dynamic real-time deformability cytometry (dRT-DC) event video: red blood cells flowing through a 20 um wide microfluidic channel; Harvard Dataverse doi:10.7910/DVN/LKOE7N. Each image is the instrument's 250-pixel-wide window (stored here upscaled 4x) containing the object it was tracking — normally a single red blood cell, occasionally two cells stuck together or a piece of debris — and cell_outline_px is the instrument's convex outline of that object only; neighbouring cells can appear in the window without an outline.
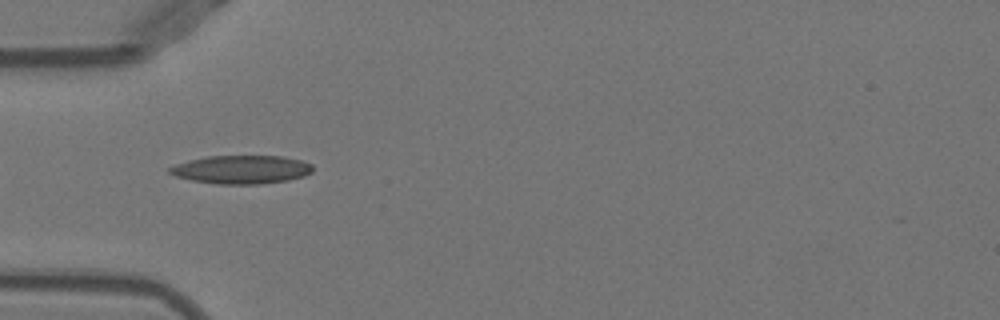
{"species": "Egyptian fruit bat (a non-hibernating species)", "species_latin": "Rousettus aegyptiacus", "temperature_condition": "warm", "stored_images_in_passage": 37, "camera_frame_rate_fps": 3000, "um_per_image_px": 0.085, "animal": {"sex": "female"}, "frame": {"image": 1, "passage_image": 2, "time_ms": 0.333, "image_size_px": [1000, 320], "cell_outline_px": [[312, 172], [304, 176], [288, 180], [260, 184], [216, 184], [192, 180], [176, 176], [168, 172], [168, 168], [176, 164], [188, 160], [208, 156], [280, 156], [300, 160], [312, 164]], "centroid_in_image_um": [20.51, 14.41], "position_along_channel_um": 64.5, "area_um2": 23.64}}
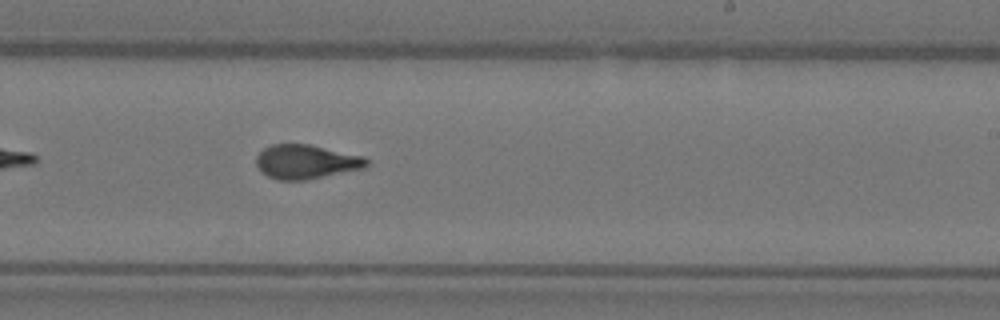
{"frame": {"image": 2, "passage_image": 17, "time_ms": 5.333, "image_size_px": [1000, 320], "cell_outline_px": [[368, 168], [304, 180], [280, 180], [268, 176], [260, 172], [256, 164], [256, 156], [264, 148], [272, 144], [308, 144], [364, 156], [368, 160]], "centroid_in_image_um": [26.03, 13.75], "position_along_channel_um": 263.0, "area_um2": 22.08}}
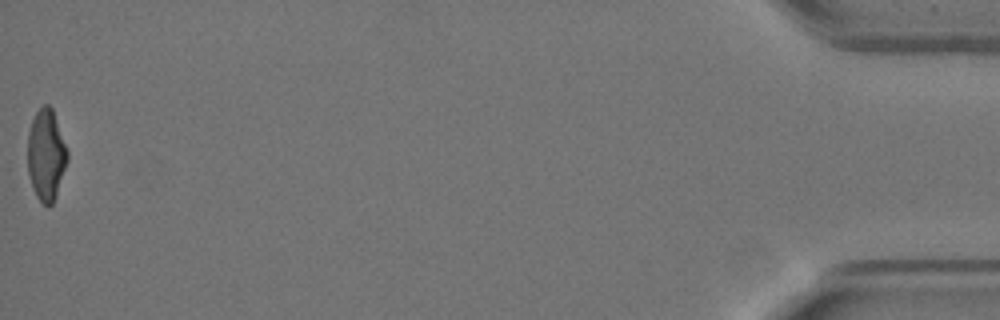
{"frame": {"image": 3, "passage_image": 37, "time_ms": 12.0, "image_size_px": [1000, 320], "cell_outline_px": [[68, 160], [56, 196], [52, 204], [48, 208], [36, 196], [28, 172], [28, 132], [32, 120], [36, 112], [44, 104], [48, 104], [52, 108], [68, 152]], "centroid_in_image_um": [3.93, 13.18], "position_along_channel_um": 431.3, "area_um2": 20.98}, "authors_computed_cell_mechanics": {"area_um2": 21.8484, "velocity_mm_per_s": 3.9803, "shape_relaxation_time_tau1_ms": 6.3573, "shape_relaxation_time_tau2_ms": 1.2107, "deformation_change_tau1": 0.2257, "deformation_change_tau2": 0.0862}}